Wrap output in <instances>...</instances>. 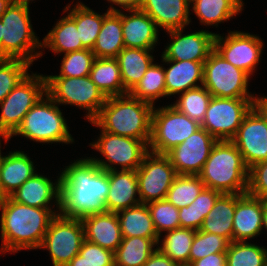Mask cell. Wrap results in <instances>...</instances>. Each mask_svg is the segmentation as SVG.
<instances>
[{
  "instance_id": "obj_15",
  "label": "cell",
  "mask_w": 267,
  "mask_h": 266,
  "mask_svg": "<svg viewBox=\"0 0 267 266\" xmlns=\"http://www.w3.org/2000/svg\"><path fill=\"white\" fill-rule=\"evenodd\" d=\"M264 42L259 36L241 31H229L224 37L215 34L214 49L233 66L249 76L261 60Z\"/></svg>"
},
{
  "instance_id": "obj_47",
  "label": "cell",
  "mask_w": 267,
  "mask_h": 266,
  "mask_svg": "<svg viewBox=\"0 0 267 266\" xmlns=\"http://www.w3.org/2000/svg\"><path fill=\"white\" fill-rule=\"evenodd\" d=\"M79 254L96 266H115L114 252L84 240Z\"/></svg>"
},
{
  "instance_id": "obj_34",
  "label": "cell",
  "mask_w": 267,
  "mask_h": 266,
  "mask_svg": "<svg viewBox=\"0 0 267 266\" xmlns=\"http://www.w3.org/2000/svg\"><path fill=\"white\" fill-rule=\"evenodd\" d=\"M157 246L152 238L122 237L119 247L114 252L115 266H143L156 251Z\"/></svg>"
},
{
  "instance_id": "obj_5",
  "label": "cell",
  "mask_w": 267,
  "mask_h": 266,
  "mask_svg": "<svg viewBox=\"0 0 267 266\" xmlns=\"http://www.w3.org/2000/svg\"><path fill=\"white\" fill-rule=\"evenodd\" d=\"M29 9L26 5L10 3L1 15L2 58L21 59L33 64L43 55L42 41L35 35Z\"/></svg>"
},
{
  "instance_id": "obj_30",
  "label": "cell",
  "mask_w": 267,
  "mask_h": 266,
  "mask_svg": "<svg viewBox=\"0 0 267 266\" xmlns=\"http://www.w3.org/2000/svg\"><path fill=\"white\" fill-rule=\"evenodd\" d=\"M116 213L122 237L152 238L158 244L160 237L155 230L147 204L140 203Z\"/></svg>"
},
{
  "instance_id": "obj_1",
  "label": "cell",
  "mask_w": 267,
  "mask_h": 266,
  "mask_svg": "<svg viewBox=\"0 0 267 266\" xmlns=\"http://www.w3.org/2000/svg\"><path fill=\"white\" fill-rule=\"evenodd\" d=\"M60 174V214L82 219L107 212L108 171L98 167L89 157L65 166Z\"/></svg>"
},
{
  "instance_id": "obj_25",
  "label": "cell",
  "mask_w": 267,
  "mask_h": 266,
  "mask_svg": "<svg viewBox=\"0 0 267 266\" xmlns=\"http://www.w3.org/2000/svg\"><path fill=\"white\" fill-rule=\"evenodd\" d=\"M2 155L0 165V200L10 196L37 172L34 162L24 151H9Z\"/></svg>"
},
{
  "instance_id": "obj_35",
  "label": "cell",
  "mask_w": 267,
  "mask_h": 266,
  "mask_svg": "<svg viewBox=\"0 0 267 266\" xmlns=\"http://www.w3.org/2000/svg\"><path fill=\"white\" fill-rule=\"evenodd\" d=\"M70 7V4L64 7V12L69 11L67 14L76 22L82 45L92 50L103 23V14L93 11L81 2H77L72 9Z\"/></svg>"
},
{
  "instance_id": "obj_54",
  "label": "cell",
  "mask_w": 267,
  "mask_h": 266,
  "mask_svg": "<svg viewBox=\"0 0 267 266\" xmlns=\"http://www.w3.org/2000/svg\"><path fill=\"white\" fill-rule=\"evenodd\" d=\"M10 0H0V17L5 12L6 8L10 5Z\"/></svg>"
},
{
  "instance_id": "obj_19",
  "label": "cell",
  "mask_w": 267,
  "mask_h": 266,
  "mask_svg": "<svg viewBox=\"0 0 267 266\" xmlns=\"http://www.w3.org/2000/svg\"><path fill=\"white\" fill-rule=\"evenodd\" d=\"M121 11L124 46L153 50L159 39V29L153 19L141 9Z\"/></svg>"
},
{
  "instance_id": "obj_36",
  "label": "cell",
  "mask_w": 267,
  "mask_h": 266,
  "mask_svg": "<svg viewBox=\"0 0 267 266\" xmlns=\"http://www.w3.org/2000/svg\"><path fill=\"white\" fill-rule=\"evenodd\" d=\"M195 234L196 230L179 227L166 232L162 241H158L157 248L173 262L187 266Z\"/></svg>"
},
{
  "instance_id": "obj_17",
  "label": "cell",
  "mask_w": 267,
  "mask_h": 266,
  "mask_svg": "<svg viewBox=\"0 0 267 266\" xmlns=\"http://www.w3.org/2000/svg\"><path fill=\"white\" fill-rule=\"evenodd\" d=\"M217 141L201 127L166 155L177 175H198Z\"/></svg>"
},
{
  "instance_id": "obj_32",
  "label": "cell",
  "mask_w": 267,
  "mask_h": 266,
  "mask_svg": "<svg viewBox=\"0 0 267 266\" xmlns=\"http://www.w3.org/2000/svg\"><path fill=\"white\" fill-rule=\"evenodd\" d=\"M42 48H49L55 54L86 49L79 39L76 22L68 14L43 38Z\"/></svg>"
},
{
  "instance_id": "obj_21",
  "label": "cell",
  "mask_w": 267,
  "mask_h": 266,
  "mask_svg": "<svg viewBox=\"0 0 267 266\" xmlns=\"http://www.w3.org/2000/svg\"><path fill=\"white\" fill-rule=\"evenodd\" d=\"M140 9L165 31L185 29L191 22L190 0H142Z\"/></svg>"
},
{
  "instance_id": "obj_9",
  "label": "cell",
  "mask_w": 267,
  "mask_h": 266,
  "mask_svg": "<svg viewBox=\"0 0 267 266\" xmlns=\"http://www.w3.org/2000/svg\"><path fill=\"white\" fill-rule=\"evenodd\" d=\"M201 128V124L179 112L172 105L153 108L149 151L167 154Z\"/></svg>"
},
{
  "instance_id": "obj_57",
  "label": "cell",
  "mask_w": 267,
  "mask_h": 266,
  "mask_svg": "<svg viewBox=\"0 0 267 266\" xmlns=\"http://www.w3.org/2000/svg\"><path fill=\"white\" fill-rule=\"evenodd\" d=\"M1 141H2V140L0 139V165H1V158H2V154H1V147H2V146H1Z\"/></svg>"
},
{
  "instance_id": "obj_20",
  "label": "cell",
  "mask_w": 267,
  "mask_h": 266,
  "mask_svg": "<svg viewBox=\"0 0 267 266\" xmlns=\"http://www.w3.org/2000/svg\"><path fill=\"white\" fill-rule=\"evenodd\" d=\"M10 197L21 204L36 208H51L52 201L60 209V175L55 183L38 172L26 180ZM52 200V201H51Z\"/></svg>"
},
{
  "instance_id": "obj_10",
  "label": "cell",
  "mask_w": 267,
  "mask_h": 266,
  "mask_svg": "<svg viewBox=\"0 0 267 266\" xmlns=\"http://www.w3.org/2000/svg\"><path fill=\"white\" fill-rule=\"evenodd\" d=\"M99 135L95 142L90 143V146L99 151L106 160L95 157L89 158L105 171L117 170L116 165L122 167L120 170L136 171L149 152V142L111 134L102 130Z\"/></svg>"
},
{
  "instance_id": "obj_26",
  "label": "cell",
  "mask_w": 267,
  "mask_h": 266,
  "mask_svg": "<svg viewBox=\"0 0 267 266\" xmlns=\"http://www.w3.org/2000/svg\"><path fill=\"white\" fill-rule=\"evenodd\" d=\"M162 61L164 64L171 65L167 69L164 67L166 96L179 95L189 89L202 86L204 63L189 60Z\"/></svg>"
},
{
  "instance_id": "obj_44",
  "label": "cell",
  "mask_w": 267,
  "mask_h": 266,
  "mask_svg": "<svg viewBox=\"0 0 267 266\" xmlns=\"http://www.w3.org/2000/svg\"><path fill=\"white\" fill-rule=\"evenodd\" d=\"M147 207L159 237L162 232H169L180 227L179 209L166 199L150 202Z\"/></svg>"
},
{
  "instance_id": "obj_42",
  "label": "cell",
  "mask_w": 267,
  "mask_h": 266,
  "mask_svg": "<svg viewBox=\"0 0 267 266\" xmlns=\"http://www.w3.org/2000/svg\"><path fill=\"white\" fill-rule=\"evenodd\" d=\"M95 54L90 49L73 51L64 54L59 75L45 77H84L90 76Z\"/></svg>"
},
{
  "instance_id": "obj_41",
  "label": "cell",
  "mask_w": 267,
  "mask_h": 266,
  "mask_svg": "<svg viewBox=\"0 0 267 266\" xmlns=\"http://www.w3.org/2000/svg\"><path fill=\"white\" fill-rule=\"evenodd\" d=\"M211 98L210 92L202 85L180 93L179 99L171 105L201 124Z\"/></svg>"
},
{
  "instance_id": "obj_45",
  "label": "cell",
  "mask_w": 267,
  "mask_h": 266,
  "mask_svg": "<svg viewBox=\"0 0 267 266\" xmlns=\"http://www.w3.org/2000/svg\"><path fill=\"white\" fill-rule=\"evenodd\" d=\"M229 243L225 237L197 230L191 245L189 263L202 259L209 254L226 252Z\"/></svg>"
},
{
  "instance_id": "obj_3",
  "label": "cell",
  "mask_w": 267,
  "mask_h": 266,
  "mask_svg": "<svg viewBox=\"0 0 267 266\" xmlns=\"http://www.w3.org/2000/svg\"><path fill=\"white\" fill-rule=\"evenodd\" d=\"M154 106L132 97H107L97 117L90 123L111 134L149 142Z\"/></svg>"
},
{
  "instance_id": "obj_29",
  "label": "cell",
  "mask_w": 267,
  "mask_h": 266,
  "mask_svg": "<svg viewBox=\"0 0 267 266\" xmlns=\"http://www.w3.org/2000/svg\"><path fill=\"white\" fill-rule=\"evenodd\" d=\"M236 208V194H221L213 208L203 220L200 231L217 234L233 241V217Z\"/></svg>"
},
{
  "instance_id": "obj_27",
  "label": "cell",
  "mask_w": 267,
  "mask_h": 266,
  "mask_svg": "<svg viewBox=\"0 0 267 266\" xmlns=\"http://www.w3.org/2000/svg\"><path fill=\"white\" fill-rule=\"evenodd\" d=\"M124 47L121 10L111 5L103 14V23L92 52L96 58H116Z\"/></svg>"
},
{
  "instance_id": "obj_39",
  "label": "cell",
  "mask_w": 267,
  "mask_h": 266,
  "mask_svg": "<svg viewBox=\"0 0 267 266\" xmlns=\"http://www.w3.org/2000/svg\"><path fill=\"white\" fill-rule=\"evenodd\" d=\"M204 188L198 175H177L165 199L180 209L192 204Z\"/></svg>"
},
{
  "instance_id": "obj_46",
  "label": "cell",
  "mask_w": 267,
  "mask_h": 266,
  "mask_svg": "<svg viewBox=\"0 0 267 266\" xmlns=\"http://www.w3.org/2000/svg\"><path fill=\"white\" fill-rule=\"evenodd\" d=\"M247 193L256 198H267V161L249 168Z\"/></svg>"
},
{
  "instance_id": "obj_31",
  "label": "cell",
  "mask_w": 267,
  "mask_h": 266,
  "mask_svg": "<svg viewBox=\"0 0 267 266\" xmlns=\"http://www.w3.org/2000/svg\"><path fill=\"white\" fill-rule=\"evenodd\" d=\"M192 11L200 23L218 27L243 10V0H190Z\"/></svg>"
},
{
  "instance_id": "obj_2",
  "label": "cell",
  "mask_w": 267,
  "mask_h": 266,
  "mask_svg": "<svg viewBox=\"0 0 267 266\" xmlns=\"http://www.w3.org/2000/svg\"><path fill=\"white\" fill-rule=\"evenodd\" d=\"M0 253L39 249L52 219L60 209L36 208L14 201L10 196L0 200Z\"/></svg>"
},
{
  "instance_id": "obj_4",
  "label": "cell",
  "mask_w": 267,
  "mask_h": 266,
  "mask_svg": "<svg viewBox=\"0 0 267 266\" xmlns=\"http://www.w3.org/2000/svg\"><path fill=\"white\" fill-rule=\"evenodd\" d=\"M248 171L242 154L231 140L217 141L201 172L205 188L221 194H246Z\"/></svg>"
},
{
  "instance_id": "obj_7",
  "label": "cell",
  "mask_w": 267,
  "mask_h": 266,
  "mask_svg": "<svg viewBox=\"0 0 267 266\" xmlns=\"http://www.w3.org/2000/svg\"><path fill=\"white\" fill-rule=\"evenodd\" d=\"M46 93L58 105H74L86 110L89 122L97 117L107 99L90 76L46 77Z\"/></svg>"
},
{
  "instance_id": "obj_37",
  "label": "cell",
  "mask_w": 267,
  "mask_h": 266,
  "mask_svg": "<svg viewBox=\"0 0 267 266\" xmlns=\"http://www.w3.org/2000/svg\"><path fill=\"white\" fill-rule=\"evenodd\" d=\"M220 195L214 189L204 188L192 204L179 209L180 227L199 230Z\"/></svg>"
},
{
  "instance_id": "obj_40",
  "label": "cell",
  "mask_w": 267,
  "mask_h": 266,
  "mask_svg": "<svg viewBox=\"0 0 267 266\" xmlns=\"http://www.w3.org/2000/svg\"><path fill=\"white\" fill-rule=\"evenodd\" d=\"M267 249L248 241H232L226 251V266H265Z\"/></svg>"
},
{
  "instance_id": "obj_48",
  "label": "cell",
  "mask_w": 267,
  "mask_h": 266,
  "mask_svg": "<svg viewBox=\"0 0 267 266\" xmlns=\"http://www.w3.org/2000/svg\"><path fill=\"white\" fill-rule=\"evenodd\" d=\"M187 266H226V252L209 254L202 259L189 263Z\"/></svg>"
},
{
  "instance_id": "obj_38",
  "label": "cell",
  "mask_w": 267,
  "mask_h": 266,
  "mask_svg": "<svg viewBox=\"0 0 267 266\" xmlns=\"http://www.w3.org/2000/svg\"><path fill=\"white\" fill-rule=\"evenodd\" d=\"M129 94L153 106L155 100L166 97L164 66L152 63L142 79Z\"/></svg>"
},
{
  "instance_id": "obj_11",
  "label": "cell",
  "mask_w": 267,
  "mask_h": 266,
  "mask_svg": "<svg viewBox=\"0 0 267 266\" xmlns=\"http://www.w3.org/2000/svg\"><path fill=\"white\" fill-rule=\"evenodd\" d=\"M250 76L213 49L204 62L203 86L212 97L257 98L248 90Z\"/></svg>"
},
{
  "instance_id": "obj_13",
  "label": "cell",
  "mask_w": 267,
  "mask_h": 266,
  "mask_svg": "<svg viewBox=\"0 0 267 266\" xmlns=\"http://www.w3.org/2000/svg\"><path fill=\"white\" fill-rule=\"evenodd\" d=\"M85 240L81 219L57 214L51 221L39 249L49 251L53 266H66Z\"/></svg>"
},
{
  "instance_id": "obj_12",
  "label": "cell",
  "mask_w": 267,
  "mask_h": 266,
  "mask_svg": "<svg viewBox=\"0 0 267 266\" xmlns=\"http://www.w3.org/2000/svg\"><path fill=\"white\" fill-rule=\"evenodd\" d=\"M256 99L212 97L201 127L218 141L232 140Z\"/></svg>"
},
{
  "instance_id": "obj_33",
  "label": "cell",
  "mask_w": 267,
  "mask_h": 266,
  "mask_svg": "<svg viewBox=\"0 0 267 266\" xmlns=\"http://www.w3.org/2000/svg\"><path fill=\"white\" fill-rule=\"evenodd\" d=\"M90 77L106 97L128 94L124 89L116 58H96L90 71Z\"/></svg>"
},
{
  "instance_id": "obj_6",
  "label": "cell",
  "mask_w": 267,
  "mask_h": 266,
  "mask_svg": "<svg viewBox=\"0 0 267 266\" xmlns=\"http://www.w3.org/2000/svg\"><path fill=\"white\" fill-rule=\"evenodd\" d=\"M58 106L46 93L24 116L16 131L4 141L21 135L39 143H73L66 119Z\"/></svg>"
},
{
  "instance_id": "obj_56",
  "label": "cell",
  "mask_w": 267,
  "mask_h": 266,
  "mask_svg": "<svg viewBox=\"0 0 267 266\" xmlns=\"http://www.w3.org/2000/svg\"><path fill=\"white\" fill-rule=\"evenodd\" d=\"M2 21L0 20V58H2Z\"/></svg>"
},
{
  "instance_id": "obj_55",
  "label": "cell",
  "mask_w": 267,
  "mask_h": 266,
  "mask_svg": "<svg viewBox=\"0 0 267 266\" xmlns=\"http://www.w3.org/2000/svg\"><path fill=\"white\" fill-rule=\"evenodd\" d=\"M11 3L29 6L30 1L34 0H10Z\"/></svg>"
},
{
  "instance_id": "obj_51",
  "label": "cell",
  "mask_w": 267,
  "mask_h": 266,
  "mask_svg": "<svg viewBox=\"0 0 267 266\" xmlns=\"http://www.w3.org/2000/svg\"><path fill=\"white\" fill-rule=\"evenodd\" d=\"M66 266H96L95 264L86 261L79 253L72 258V260Z\"/></svg>"
},
{
  "instance_id": "obj_43",
  "label": "cell",
  "mask_w": 267,
  "mask_h": 266,
  "mask_svg": "<svg viewBox=\"0 0 267 266\" xmlns=\"http://www.w3.org/2000/svg\"><path fill=\"white\" fill-rule=\"evenodd\" d=\"M31 65L21 59L0 58V103L29 74Z\"/></svg>"
},
{
  "instance_id": "obj_49",
  "label": "cell",
  "mask_w": 267,
  "mask_h": 266,
  "mask_svg": "<svg viewBox=\"0 0 267 266\" xmlns=\"http://www.w3.org/2000/svg\"><path fill=\"white\" fill-rule=\"evenodd\" d=\"M143 266H181L164 255L158 248Z\"/></svg>"
},
{
  "instance_id": "obj_28",
  "label": "cell",
  "mask_w": 267,
  "mask_h": 266,
  "mask_svg": "<svg viewBox=\"0 0 267 266\" xmlns=\"http://www.w3.org/2000/svg\"><path fill=\"white\" fill-rule=\"evenodd\" d=\"M152 50L124 47L116 57L121 71L122 83L127 93H130L154 62Z\"/></svg>"
},
{
  "instance_id": "obj_14",
  "label": "cell",
  "mask_w": 267,
  "mask_h": 266,
  "mask_svg": "<svg viewBox=\"0 0 267 266\" xmlns=\"http://www.w3.org/2000/svg\"><path fill=\"white\" fill-rule=\"evenodd\" d=\"M142 204L163 200L177 173L166 154L148 152L136 170Z\"/></svg>"
},
{
  "instance_id": "obj_50",
  "label": "cell",
  "mask_w": 267,
  "mask_h": 266,
  "mask_svg": "<svg viewBox=\"0 0 267 266\" xmlns=\"http://www.w3.org/2000/svg\"><path fill=\"white\" fill-rule=\"evenodd\" d=\"M108 2L113 3L119 6L122 10H135L140 9L142 0H107Z\"/></svg>"
},
{
  "instance_id": "obj_24",
  "label": "cell",
  "mask_w": 267,
  "mask_h": 266,
  "mask_svg": "<svg viewBox=\"0 0 267 266\" xmlns=\"http://www.w3.org/2000/svg\"><path fill=\"white\" fill-rule=\"evenodd\" d=\"M85 240L115 252L122 241L121 229L116 212H104L81 219Z\"/></svg>"
},
{
  "instance_id": "obj_16",
  "label": "cell",
  "mask_w": 267,
  "mask_h": 266,
  "mask_svg": "<svg viewBox=\"0 0 267 266\" xmlns=\"http://www.w3.org/2000/svg\"><path fill=\"white\" fill-rule=\"evenodd\" d=\"M242 154L247 168L267 161V117L254 105L231 140Z\"/></svg>"
},
{
  "instance_id": "obj_18",
  "label": "cell",
  "mask_w": 267,
  "mask_h": 266,
  "mask_svg": "<svg viewBox=\"0 0 267 266\" xmlns=\"http://www.w3.org/2000/svg\"><path fill=\"white\" fill-rule=\"evenodd\" d=\"M183 28L168 30L170 42L161 55L162 60L195 61L204 63L214 49L216 33L201 30L183 34Z\"/></svg>"
},
{
  "instance_id": "obj_23",
  "label": "cell",
  "mask_w": 267,
  "mask_h": 266,
  "mask_svg": "<svg viewBox=\"0 0 267 266\" xmlns=\"http://www.w3.org/2000/svg\"><path fill=\"white\" fill-rule=\"evenodd\" d=\"M108 178L109 193L105 201L107 212H118L141 203L140 198L137 196L139 193L136 171H108Z\"/></svg>"
},
{
  "instance_id": "obj_22",
  "label": "cell",
  "mask_w": 267,
  "mask_h": 266,
  "mask_svg": "<svg viewBox=\"0 0 267 266\" xmlns=\"http://www.w3.org/2000/svg\"><path fill=\"white\" fill-rule=\"evenodd\" d=\"M233 241H247L261 234L262 199L246 194H236L233 217Z\"/></svg>"
},
{
  "instance_id": "obj_52",
  "label": "cell",
  "mask_w": 267,
  "mask_h": 266,
  "mask_svg": "<svg viewBox=\"0 0 267 266\" xmlns=\"http://www.w3.org/2000/svg\"><path fill=\"white\" fill-rule=\"evenodd\" d=\"M255 105L264 113V115L267 117V97L266 96H257V99L255 101Z\"/></svg>"
},
{
  "instance_id": "obj_53",
  "label": "cell",
  "mask_w": 267,
  "mask_h": 266,
  "mask_svg": "<svg viewBox=\"0 0 267 266\" xmlns=\"http://www.w3.org/2000/svg\"><path fill=\"white\" fill-rule=\"evenodd\" d=\"M262 228L267 231V198L262 199Z\"/></svg>"
},
{
  "instance_id": "obj_8",
  "label": "cell",
  "mask_w": 267,
  "mask_h": 266,
  "mask_svg": "<svg viewBox=\"0 0 267 266\" xmlns=\"http://www.w3.org/2000/svg\"><path fill=\"white\" fill-rule=\"evenodd\" d=\"M45 94V75L31 73L20 81L0 103V138L8 139L24 116Z\"/></svg>"
}]
</instances>
